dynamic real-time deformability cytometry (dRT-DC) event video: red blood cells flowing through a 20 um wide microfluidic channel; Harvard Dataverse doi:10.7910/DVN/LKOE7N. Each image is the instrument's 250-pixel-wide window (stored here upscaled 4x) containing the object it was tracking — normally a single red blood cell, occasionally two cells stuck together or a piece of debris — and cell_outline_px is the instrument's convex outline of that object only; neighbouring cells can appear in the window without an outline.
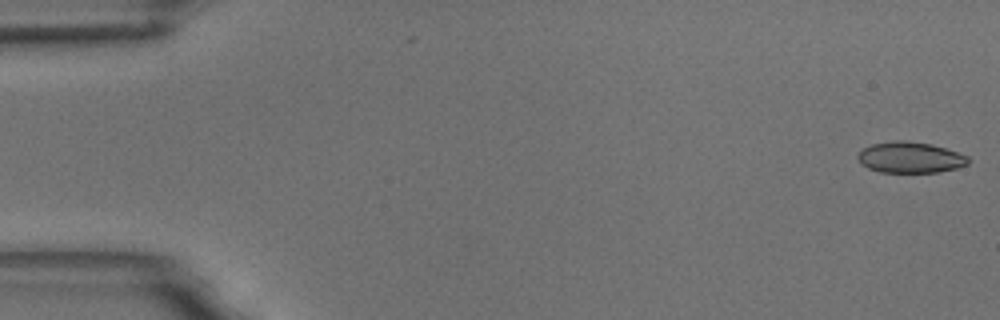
{"species": "common noctule bat (a hibernating species)", "species_latin": "Nyctalus noctula", "temperature_condition": "room temperature", "stored_images_in_passage": 55, "camera_frame_rate_fps": 3000, "um_per_image_px": 0.085, "animal": {"sex": "male", "body_mass_g": 18.8}, "frame": {"image": 1, "passage_image": 1, "time_ms": 0.0, "image_size_px": [1000, 320], "cell_outline_px": [[968, 164], [956, 168], [940, 172], [880, 172], [868, 168], [860, 164], [856, 156], [864, 148], [872, 144], [892, 140], [904, 140], [932, 144], [968, 156]], "centroid_in_image_um": [77.33, 13.38], "position_along_channel_um": 7.7, "area_um2": 19.94}}
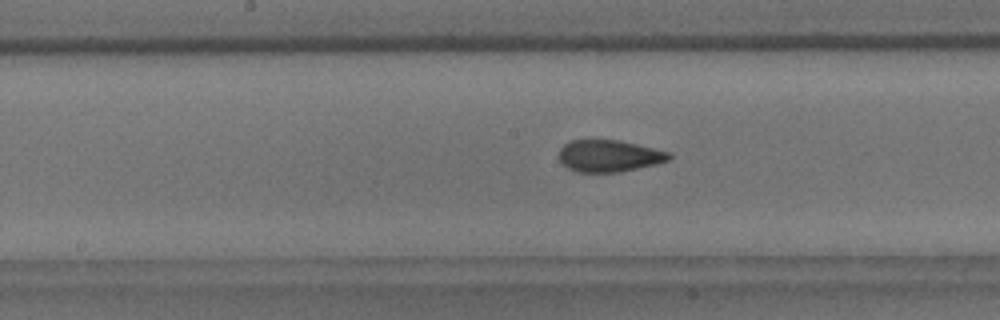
{"frame": {"image": 2, "passage_image": 28, "time_ms": 9.0, "image_size_px": [1000, 320], "cell_outline_px": [[672, 156], [668, 160], [656, 164], [620, 172], [576, 172], [568, 168], [560, 160], [560, 148], [564, 144], [572, 140], [620, 140], [668, 152]], "centroid_in_image_um": [51.76, 13.25], "position_along_channel_um": 196.4, "area_um2": 20.23}}
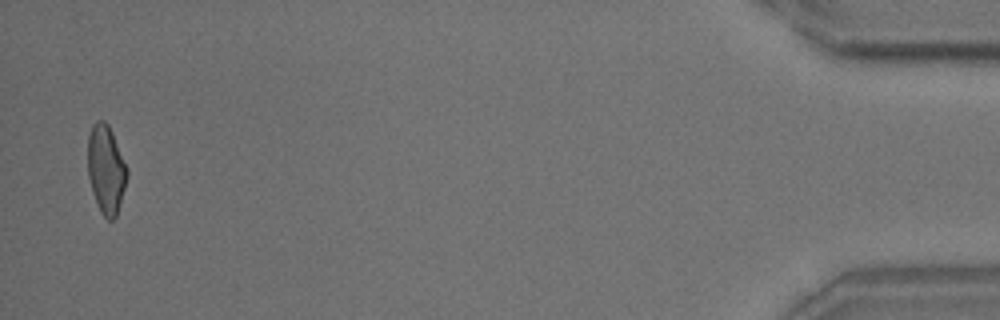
{"frame": {"image": 3, "passage_image": 54, "time_ms": 17.667, "image_size_px": [1000, 320], "cell_outline_px": [[128, 172], [124, 188], [116, 216], [112, 220], [108, 220], [100, 212], [92, 192], [88, 176], [88, 136], [92, 124], [96, 120], [104, 120], [108, 124], [112, 132], [128, 168]], "centroid_in_image_um": [9.0, 14.37], "position_along_channel_um": 426.2, "area_um2": 20.23}, "authors_computed_cell_mechanics": {"area_um2": 20.6924, "velocity_mm_per_s": 3.6653, "shape_relaxation_time_tau1_ms": 7.4628, "shape_relaxation_time_tau2_ms": 1.2764, "deformation_change_tau1": 0.1676, "deformation_change_tau2": 0.0731}}